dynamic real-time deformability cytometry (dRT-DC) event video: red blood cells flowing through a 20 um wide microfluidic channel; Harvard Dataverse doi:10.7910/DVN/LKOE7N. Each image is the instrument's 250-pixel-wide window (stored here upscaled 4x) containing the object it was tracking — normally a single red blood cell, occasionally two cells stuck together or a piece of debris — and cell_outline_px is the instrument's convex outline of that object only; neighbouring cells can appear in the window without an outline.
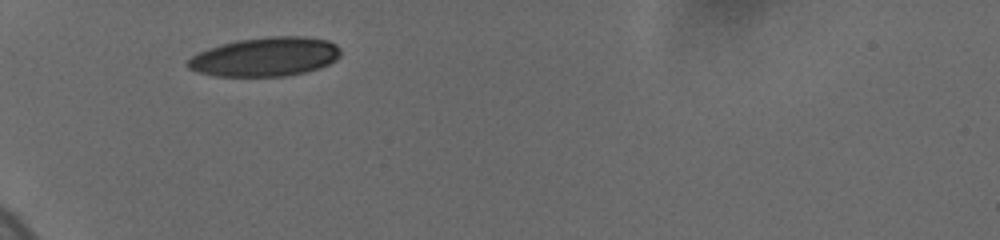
{"species": "human", "species_latin": "Homo sapiens", "temperature_condition": "cold", "stored_images_in_passage": 42, "camera_frame_rate_fps": 3000, "um_per_image_px": 0.085, "donor": {"sex": "female"}, "frame": {"image": 1, "passage_image": 1, "time_ms": 0.0, "image_size_px": [1000, 240], "cell_outline_px": [[340, 56], [336, 60], [320, 68], [288, 76], [216, 76], [196, 72], [188, 68], [184, 64], [196, 52], [208, 48], [236, 40], [272, 36], [304, 36], [328, 40], [336, 44], [340, 48]], "centroid_in_image_um": [22.53, 4.83], "position_along_channel_um": 62.5, "area_um2": 35.08}}
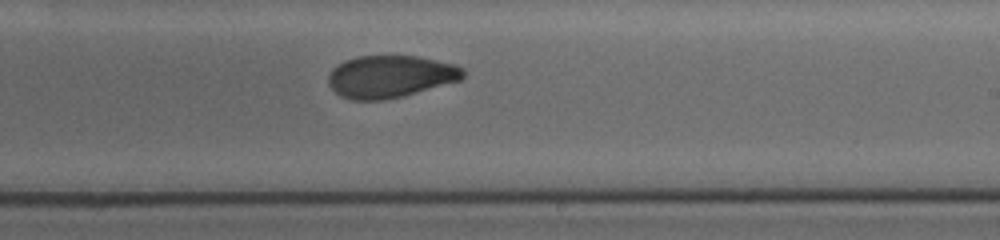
{"frame": {"image": 2, "passage_image": 21, "time_ms": 5.667, "image_size_px": [1000, 240], "cell_outline_px": [[464, 76], [460, 80], [404, 96], [384, 100], [352, 100], [340, 96], [328, 84], [328, 76], [332, 68], [336, 64], [344, 60], [356, 56], [416, 56], [456, 64], [464, 68]], "centroid_in_image_um": [33.16, 6.5], "position_along_channel_um": 255.8, "area_um2": 33.41}}
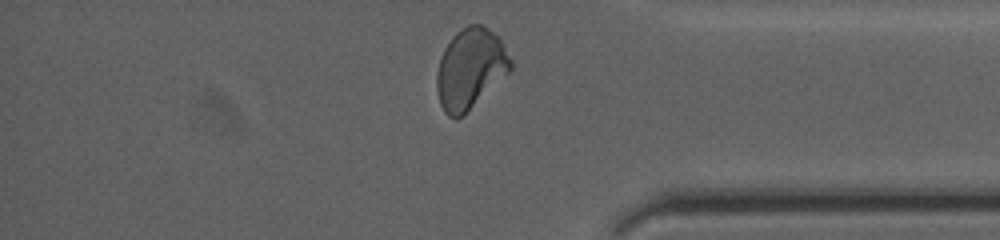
{"frame": {"image": 3, "passage_image": 40, "time_ms": 9.667, "image_size_px": [1000, 240], "cell_outline_px": [[512, 68], [464, 116], [456, 120], [448, 116], [444, 112], [440, 104], [436, 88], [436, 76], [440, 56], [444, 48], [452, 36], [456, 32], [468, 24], [480, 24], [488, 28], [504, 44], [512, 60]], "centroid_in_image_um": [39.95, 5.85], "position_along_channel_um": 395.3, "area_um2": 34.74}, "authors_computed_cell_mechanics": {"area_um2": 34.0442, "velocity_mm_per_s": 3.6841, "shape_relaxation_time_tau1_ms": 5.7908, "shape_relaxation_time_tau2_ms": 1.8923, "deformation_change_tau1": 0.1646, "deformation_change_tau2": 0.0627}}